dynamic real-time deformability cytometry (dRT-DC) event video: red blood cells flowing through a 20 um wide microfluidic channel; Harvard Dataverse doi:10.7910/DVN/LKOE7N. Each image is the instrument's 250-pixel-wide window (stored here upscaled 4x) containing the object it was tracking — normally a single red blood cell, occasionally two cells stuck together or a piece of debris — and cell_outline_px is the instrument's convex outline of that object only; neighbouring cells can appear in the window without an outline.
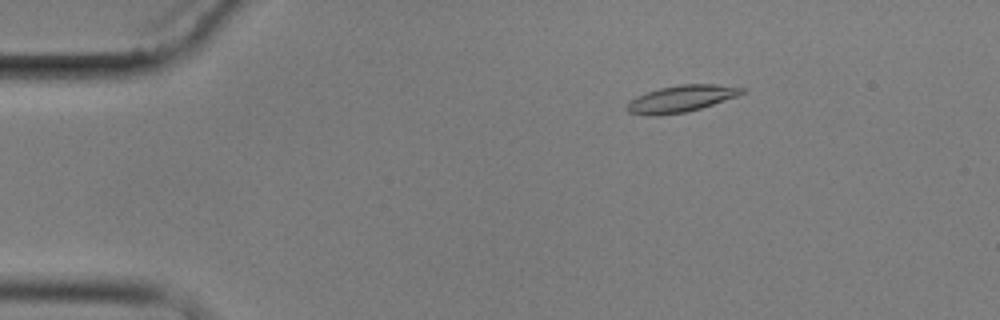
{"species": "common noctule bat (a hibernating species)", "species_latin": "Nyctalus noctula", "temperature_condition": "cold", "stored_images_in_passage": 3, "camera_frame_rate_fps": 3000, "um_per_image_px": 0.085, "animal": {"sex": "male", "body_mass_g": 17.9}, "frame": {"image": 1, "passage_image": 1, "time_ms": 0.0, "image_size_px": [1000, 320], "cell_outline_px": [[748, 92], [700, 108], [684, 112], [652, 116], [648, 116], [628, 112], [624, 108], [628, 100], [636, 96], [660, 88], [680, 84], [716, 84], [748, 88]], "centroid_in_image_um": [57.88, 8.38], "position_along_channel_um": 27.1, "area_um2": 17.98}}